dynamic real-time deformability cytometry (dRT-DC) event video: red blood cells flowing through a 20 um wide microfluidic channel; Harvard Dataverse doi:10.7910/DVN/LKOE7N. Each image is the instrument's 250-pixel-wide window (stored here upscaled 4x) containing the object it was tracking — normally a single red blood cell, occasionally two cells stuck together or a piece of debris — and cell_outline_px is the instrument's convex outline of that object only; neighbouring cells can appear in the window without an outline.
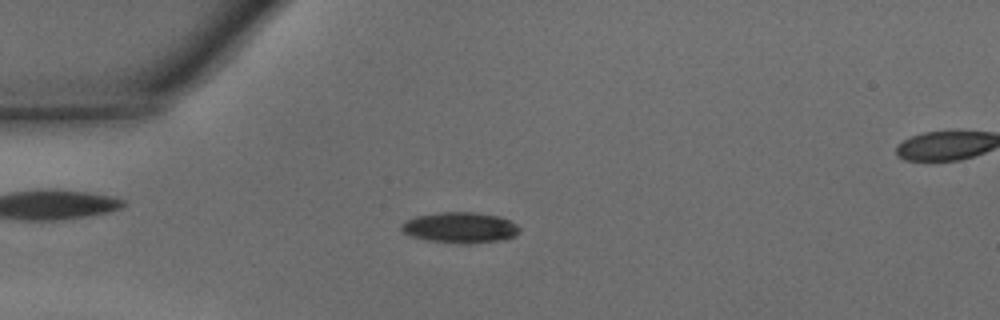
{"species": "common noctule bat (a hibernating species)", "species_latin": "Nyctalus noctula", "temperature_condition": "warm", "stored_images_in_passage": 39, "camera_frame_rate_fps": 3000, "um_per_image_px": 0.085, "animal": {"sex": "male", "body_mass_g": 15.6}, "frame": {"image": 1, "passage_image": 5, "time_ms": 1.333, "image_size_px": [1000, 320], "cell_outline_px": [[520, 232], [516, 236], [504, 240], [472, 244], [456, 244], [428, 240], [412, 236], [404, 232], [400, 228], [400, 224], [404, 220], [416, 216], [440, 212], [476, 212], [500, 216], [516, 224], [520, 228]], "centroid_in_image_um": [39.13, 19.35], "position_along_channel_um": 45.9, "area_um2": 21.56}}
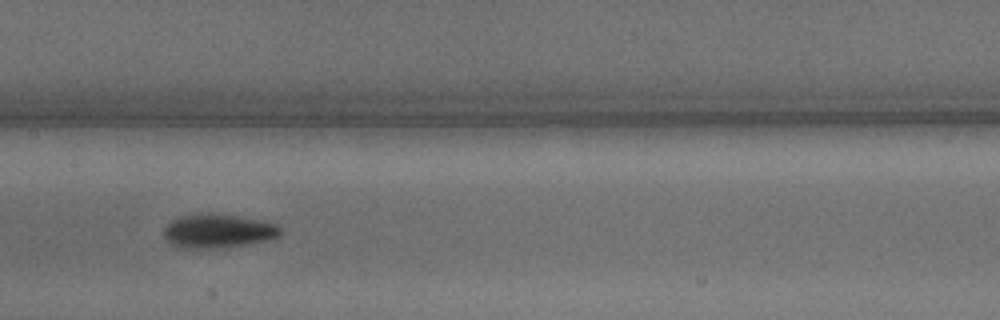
{"frame": {"image": 2, "passage_image": 16, "time_ms": 5.0, "image_size_px": [1000, 320], "cell_outline_px": [[280, 232], [276, 236], [268, 240], [224, 248], [176, 248], [164, 236], [164, 228], [172, 220], [180, 216], [200, 212], [208, 212], [236, 216], [276, 224], [280, 228]], "centroid_in_image_um": [18.46, 19.63], "position_along_channel_um": 188.9, "area_um2": 22.95}}
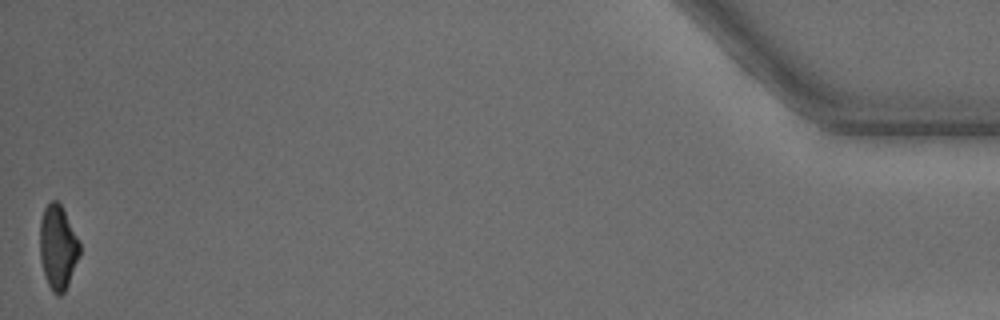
{"frame": {"image": 3, "passage_image": 39, "time_ms": 12.667, "image_size_px": [1000, 320], "cell_outline_px": [[80, 256], [68, 284], [64, 292], [60, 296], [56, 296], [52, 292], [48, 284], [40, 260], [40, 220], [44, 208], [52, 200], [56, 200], [60, 204], [80, 244]], "centroid_in_image_um": [4.91, 21.06], "position_along_channel_um": 430.3, "area_um2": 19.36}, "authors_computed_cell_mechanics": {"area_um2": 21.386, "velocity_mm_per_s": 4.3731, "shape_relaxation_time_tau1_ms": 1.6998, "shape_relaxation_time_tau2_ms": 3.3583, "deformation_change_tau1": 0.1168, "deformation_change_tau2": 0.1027}}